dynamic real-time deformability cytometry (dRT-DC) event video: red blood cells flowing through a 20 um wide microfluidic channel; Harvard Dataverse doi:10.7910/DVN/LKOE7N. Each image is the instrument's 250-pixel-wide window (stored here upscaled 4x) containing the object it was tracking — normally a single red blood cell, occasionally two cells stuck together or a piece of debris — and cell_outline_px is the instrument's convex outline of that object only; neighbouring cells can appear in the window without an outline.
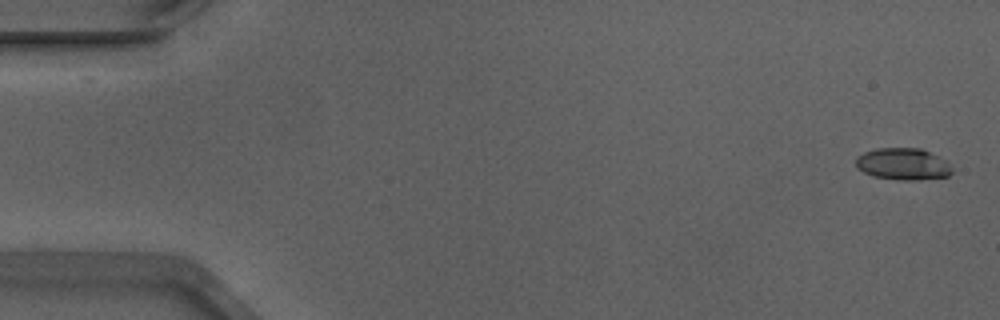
{"species": "Egyptian fruit bat (a non-hibernating species)", "species_latin": "Rousettus aegyptiacus", "temperature_condition": "warm", "stored_images_in_passage": 53, "camera_frame_rate_fps": 3000, "um_per_image_px": 0.085, "animal": {"sex": "male"}, "frame": {"image": 1, "passage_image": 1, "time_ms": 0.0, "image_size_px": [1000, 320], "cell_outline_px": [[952, 172], [948, 176], [920, 180], [904, 180], [872, 176], [856, 168], [856, 156], [864, 152], [876, 148], [920, 148], [948, 160], [952, 168]], "centroid_in_image_um": [76.77, 13.94], "position_along_channel_um": 8.2, "area_um2": 18.03}}
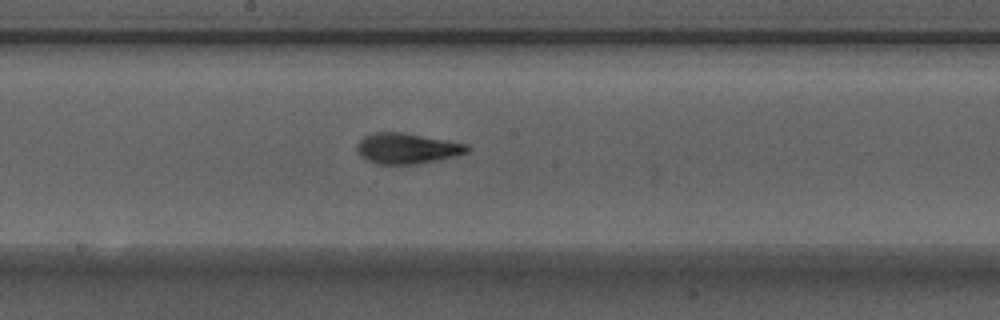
{"frame": {"image": 2, "passage_image": 28, "time_ms": 9.0, "image_size_px": [1000, 320], "cell_outline_px": [[472, 148], [468, 152], [452, 156], [412, 164], [376, 164], [364, 160], [360, 156], [356, 148], [356, 144], [364, 136], [372, 132], [404, 132], [468, 144]], "centroid_in_image_um": [34.54, 12.6], "position_along_channel_um": 213.7, "area_um2": 19.65}}
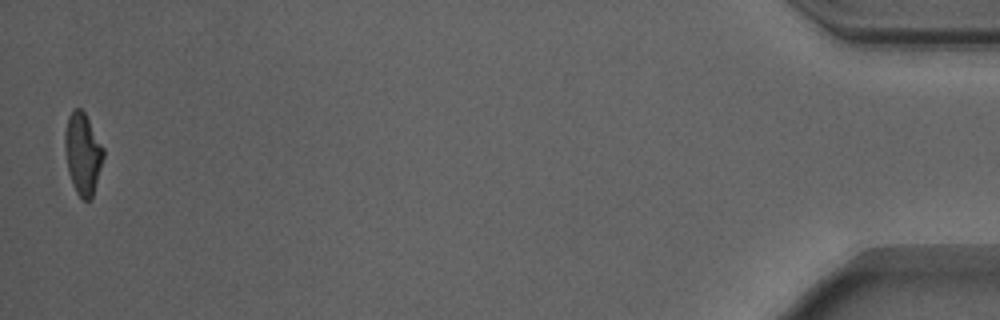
{"frame": {"image": 3, "passage_image": 52, "time_ms": 17.0, "image_size_px": [1000, 320], "cell_outline_px": [[104, 156], [92, 196], [88, 200], [84, 200], [76, 192], [68, 172], [64, 148], [64, 132], [68, 116], [72, 108], [80, 108], [84, 112], [104, 148]], "centroid_in_image_um": [7.01, 13.01], "position_along_channel_um": 428.2, "area_um2": 18.21}, "authors_computed_cell_mechanics": {"area_um2": 18.6116, "velocity_mm_per_s": 3.8879, "shape_relaxation_time_tau1_ms": 3.4036, "shape_relaxation_time_tau2_ms": 1.4458, "deformation_change_tau1": 0.1665, "deformation_change_tau2": 0.0967}}